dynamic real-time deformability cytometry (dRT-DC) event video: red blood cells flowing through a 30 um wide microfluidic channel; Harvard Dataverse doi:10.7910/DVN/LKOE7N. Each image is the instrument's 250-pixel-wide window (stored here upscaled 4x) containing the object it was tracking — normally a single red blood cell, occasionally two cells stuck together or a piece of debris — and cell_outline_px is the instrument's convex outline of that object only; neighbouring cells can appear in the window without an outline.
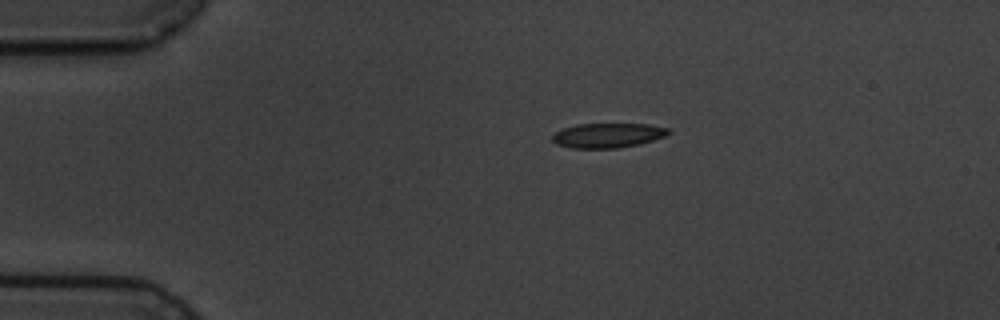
{"species": "common noctule bat (a hibernating species)", "species_latin": "Nyctalus noctula", "temperature_condition": "cold", "stored_images_in_passage": 6, "camera_frame_rate_fps": 3000, "um_per_image_px": 0.085, "animal": {"sex": "male", "body_mass_g": 19.5, "forearm_length_mm": 54.6}, "frame": {"image": 1, "passage_image": 1, "time_ms": 0.0, "image_size_px": [1000, 320], "cell_outline_px": [[672, 132], [664, 136], [640, 144], [616, 148], [572, 148], [556, 144], [552, 140], [552, 136], [556, 132], [564, 128], [576, 124], [648, 124], [672, 128]], "centroid_in_image_um": [51.69, 11.5], "position_along_channel_um": 33.3, "area_um2": 16.7}}
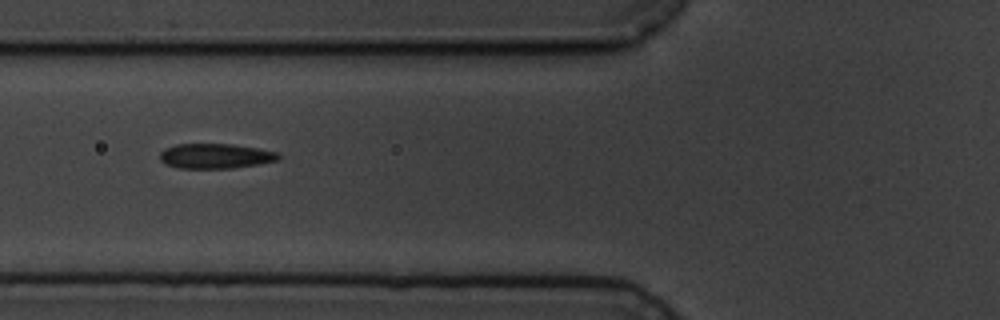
{"frame": {"image": 2, "passage_image": 4, "time_ms": 3.333, "image_size_px": [1000, 320], "cell_outline_px": [[280, 160], [260, 164], [232, 168], [180, 168], [168, 164], [160, 160], [160, 152], [164, 148], [176, 144], [232, 144], [260, 148], [276, 152], [280, 156]], "centroid_in_image_um": [18.34, 13.25], "position_along_channel_um": 107.5, "area_um2": 17.28}}
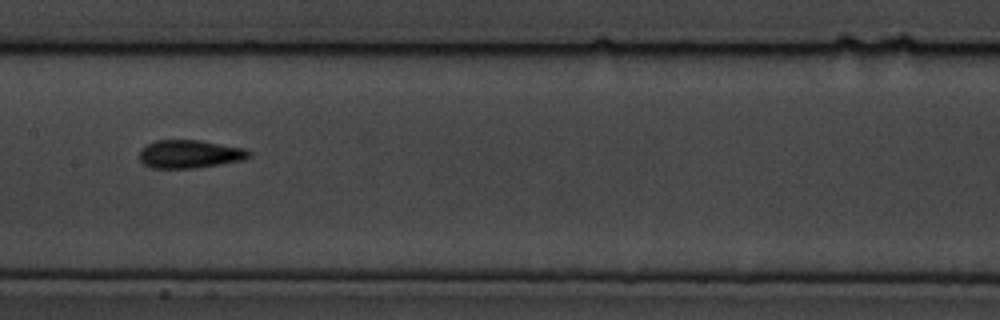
{"frame": {"image": 3, "passage_image": 6, "time_ms": 5.667, "image_size_px": [1000, 320], "cell_outline_px": [[252, 156], [244, 160], [192, 168], [152, 168], [144, 164], [140, 160], [140, 152], [148, 144], [156, 140], [200, 140], [244, 148], [252, 152]], "centroid_in_image_um": [16.16, 13.09], "position_along_channel_um": 191.2, "area_um2": 17.86}}